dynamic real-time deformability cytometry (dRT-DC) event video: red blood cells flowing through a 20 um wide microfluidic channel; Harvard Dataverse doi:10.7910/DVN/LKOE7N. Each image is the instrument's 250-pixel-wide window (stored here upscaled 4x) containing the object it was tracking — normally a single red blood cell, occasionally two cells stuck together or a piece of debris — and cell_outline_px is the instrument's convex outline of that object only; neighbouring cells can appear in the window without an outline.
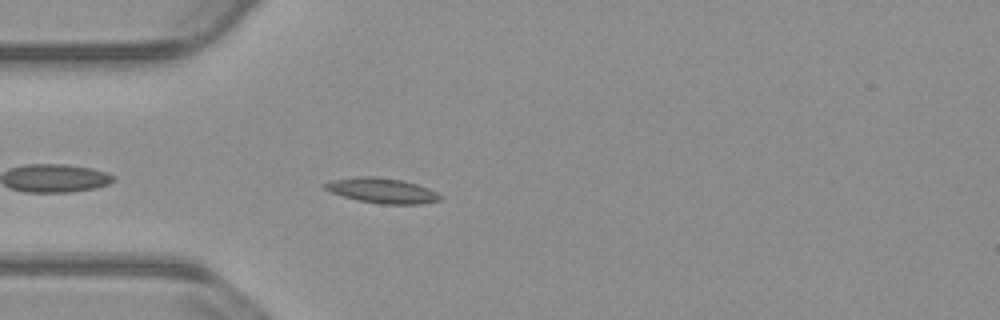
{"species": "common noctule bat (a hibernating species)", "species_latin": "Nyctalus noctula", "temperature_condition": "warm", "stored_images_in_passage": 35, "camera_frame_rate_fps": 3000, "um_per_image_px": 0.085, "animal": {"sex": "male", "body_mass_g": 23.1, "forearm_length_mm": 52.7}, "frame": {"image": 1, "passage_image": 4, "time_ms": 1.0, "image_size_px": [1000, 320], "cell_outline_px": [[444, 196], [440, 200], [420, 204], [380, 204], [356, 200], [332, 192], [324, 188], [324, 184], [332, 180], [364, 176], [376, 176], [400, 180], [416, 184], [428, 188]], "centroid_in_image_um": [32.51, 16.21], "position_along_channel_um": 52.5, "area_um2": 16.7}}
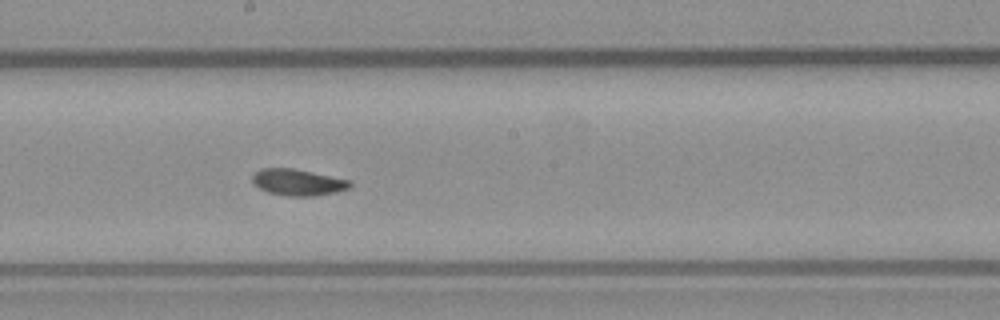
{"frame": {"image": 2, "passage_image": 18, "time_ms": 5.667, "image_size_px": [1000, 320], "cell_outline_px": [[352, 184], [348, 188], [336, 192], [316, 196], [284, 196], [268, 192], [260, 188], [252, 180], [252, 176], [260, 168], [292, 168], [352, 180]], "centroid_in_image_um": [25.34, 15.5], "position_along_channel_um": 222.9, "area_um2": 15.03}}
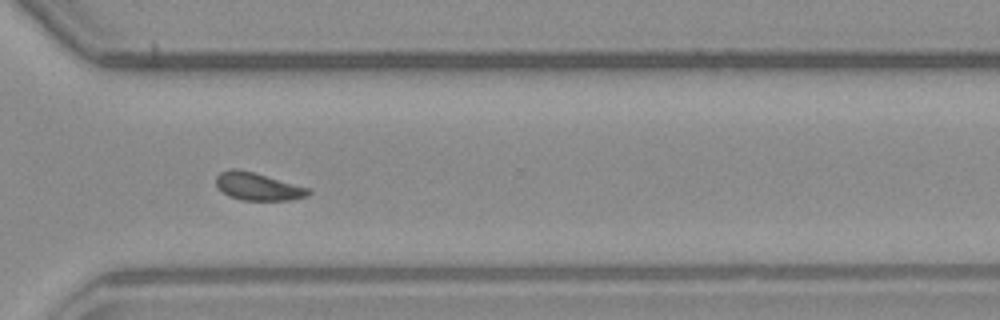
{"frame": {"image": 3, "passage_image": 28, "time_ms": 9.0, "image_size_px": [1000, 320], "cell_outline_px": [[312, 192], [308, 196], [292, 200], [240, 200], [228, 196], [216, 184], [216, 176], [220, 172], [232, 168], [236, 168], [252, 172], [312, 188]], "centroid_in_image_um": [21.97, 15.86], "position_along_channel_um": 348.6, "area_um2": 14.97}, "authors_computed_cell_mechanics": {"area_um2": 15.1436, "velocity_mm_per_s": 3.7803, "shape_relaxation_time_tau1_ms": 4.5404, "shape_relaxation_time_tau2_ms": 6.4908, "deformation_change_tau1": 0.169, "deformation_change_tau2": 0.1156}}